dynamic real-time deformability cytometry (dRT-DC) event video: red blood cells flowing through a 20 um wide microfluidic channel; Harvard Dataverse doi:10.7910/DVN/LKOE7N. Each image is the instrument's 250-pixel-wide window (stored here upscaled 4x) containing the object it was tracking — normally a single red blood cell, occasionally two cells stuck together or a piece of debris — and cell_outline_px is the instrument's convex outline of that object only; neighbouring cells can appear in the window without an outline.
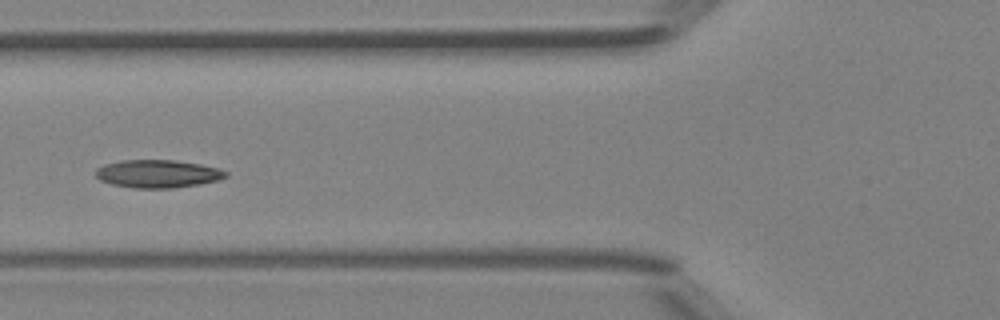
{"species": "Egyptian fruit bat (a non-hibernating species)", "species_latin": "Rousettus aegyptiacus", "temperature_condition": "room temperature", "stored_images_in_passage": 2, "camera_frame_rate_fps": 3000, "um_per_image_px": 0.085, "animal": {"sex": "female"}, "frame": {"image": 1, "passage_image": 2, "time_ms": 1.0, "image_size_px": [1000, 320], "cell_outline_px": [[228, 176], [216, 180], [200, 184], [172, 188], [136, 188], [112, 184], [100, 180], [96, 176], [96, 168], [104, 164], [120, 160], [172, 160], [200, 164], [220, 168], [228, 172]], "centroid_in_image_um": [13.41, 14.76], "position_along_channel_um": 112.4, "area_um2": 21.15}}